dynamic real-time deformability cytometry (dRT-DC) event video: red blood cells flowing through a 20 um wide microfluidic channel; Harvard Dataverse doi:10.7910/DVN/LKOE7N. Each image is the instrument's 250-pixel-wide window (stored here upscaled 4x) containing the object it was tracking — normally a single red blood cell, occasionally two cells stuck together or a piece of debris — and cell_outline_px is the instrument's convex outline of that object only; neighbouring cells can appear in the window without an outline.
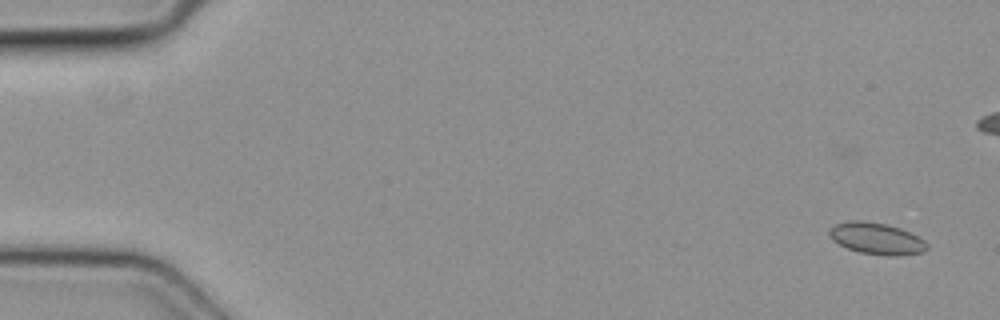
{"species": "common noctule bat (a hibernating species)", "species_latin": "Nyctalus noctula", "temperature_condition": "cold", "stored_images_in_passage": 9, "camera_frame_rate_fps": 3000, "um_per_image_px": 0.085, "animal": {"sex": "female", "body_mass_g": 19.3, "forearm_length_mm": 54.1}, "frame": {"image": 1, "passage_image": 1, "time_ms": 0.0, "image_size_px": [1000, 320], "cell_outline_px": [[928, 248], [920, 252], [896, 256], [888, 256], [860, 252], [848, 248], [832, 240], [828, 232], [828, 228], [836, 224], [852, 220], [864, 220], [888, 224], [900, 228], [924, 240], [928, 244]], "centroid_in_image_um": [74.48, 20.26], "position_along_channel_um": 10.5, "area_um2": 17.92}}
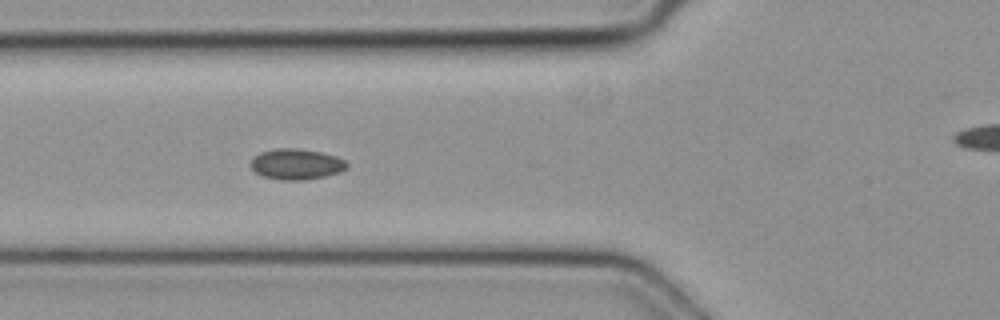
{"frame": {"image": 2, "passage_image": 6, "time_ms": 1.667, "image_size_px": [1000, 320], "cell_outline_px": [[348, 168], [340, 172], [324, 176], [300, 180], [280, 180], [264, 176], [256, 172], [248, 164], [252, 156], [260, 152], [276, 148], [296, 148], [320, 152], [336, 156], [344, 160], [348, 164]], "centroid_in_image_um": [25.15, 13.94], "position_along_channel_um": 100.6, "area_um2": 17.28}}
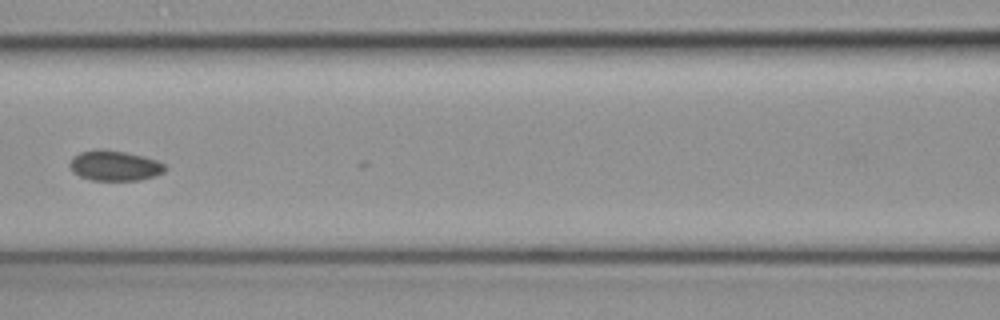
{"frame": {"image": 3, "passage_image": 7, "time_ms": 2.0, "image_size_px": [1000, 320], "cell_outline_px": [[168, 168], [164, 172], [156, 176], [140, 180], [92, 180], [80, 176], [72, 172], [68, 164], [72, 156], [80, 152], [96, 148], [100, 148], [124, 152], [144, 156], [156, 160], [164, 164]], "centroid_in_image_um": [9.72, 14.07], "position_along_channel_um": 156.9, "area_um2": 17.05}}